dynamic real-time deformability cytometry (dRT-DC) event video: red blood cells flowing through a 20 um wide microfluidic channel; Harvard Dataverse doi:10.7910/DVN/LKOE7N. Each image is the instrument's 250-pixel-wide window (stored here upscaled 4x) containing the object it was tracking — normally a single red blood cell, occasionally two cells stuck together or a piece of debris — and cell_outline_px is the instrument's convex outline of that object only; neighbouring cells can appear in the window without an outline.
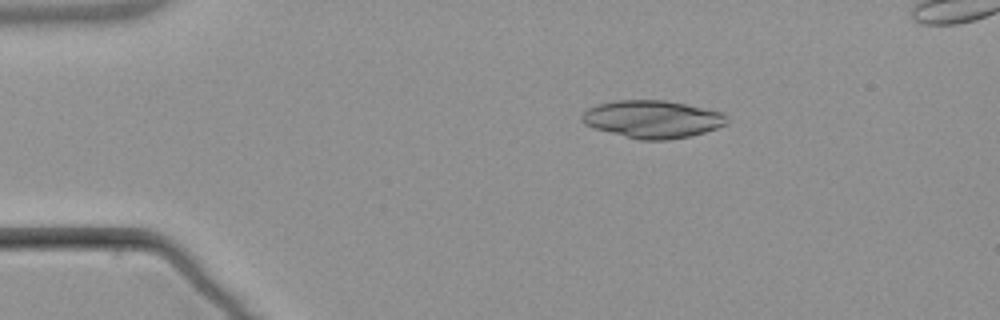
{"species": "common noctule bat (a hibernating species)", "species_latin": "Nyctalus noctula", "temperature_condition": "warm", "stored_images_in_passage": 4, "camera_frame_rate_fps": 3000, "um_per_image_px": 0.085, "animal": {"sex": "male", "body_mass_g": 21.5, "forearm_length_mm": 52.0}, "frame": {"image": 1, "passage_image": 1, "time_ms": 0.0, "image_size_px": [1000, 320], "cell_outline_px": [[728, 124], [692, 136], [668, 140], [640, 140], [596, 128], [584, 124], [580, 120], [580, 116], [588, 108], [596, 104], [616, 100], [664, 100], [724, 112], [728, 116]], "centroid_in_image_um": [55.48, 10.12], "position_along_channel_um": 29.5, "area_um2": 31.85}}